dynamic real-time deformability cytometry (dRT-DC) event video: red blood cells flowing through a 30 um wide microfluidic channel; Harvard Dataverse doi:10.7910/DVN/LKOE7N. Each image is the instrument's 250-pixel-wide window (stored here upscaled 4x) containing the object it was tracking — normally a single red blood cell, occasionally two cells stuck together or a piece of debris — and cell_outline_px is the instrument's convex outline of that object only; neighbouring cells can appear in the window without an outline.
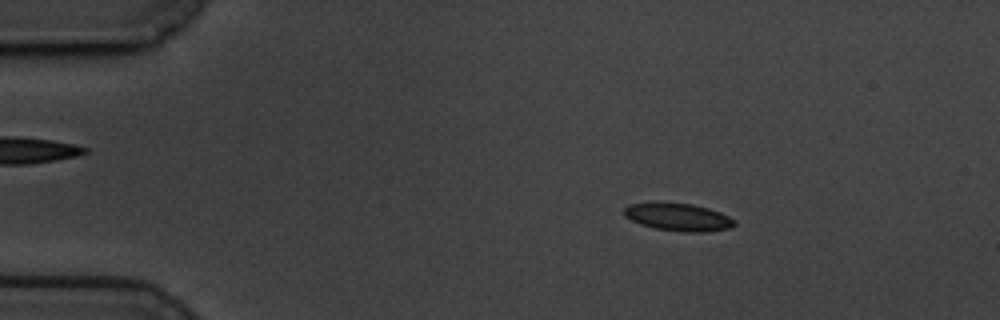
{"species": "common noctule bat (a hibernating species)", "species_latin": "Nyctalus noctula", "temperature_condition": "cold", "stored_images_in_passage": 59, "camera_frame_rate_fps": 3000, "um_per_image_px": 0.085, "animal": {"sex": "male", "body_mass_g": 19.5, "forearm_length_mm": 54.6}, "frame": {"image": 1, "passage_image": 10, "time_ms": 3.0, "image_size_px": [1000, 320], "cell_outline_px": [[736, 224], [732, 228], [708, 232], [684, 232], [652, 228], [640, 224], [624, 216], [624, 208], [628, 204], [692, 204], [708, 208], [720, 212], [736, 220]], "centroid_in_image_um": [57.71, 18.49], "position_along_channel_um": 27.3, "area_um2": 17.57}}
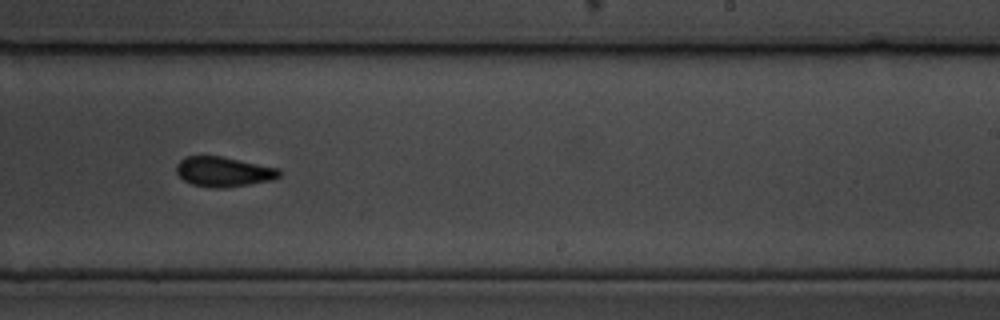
{"frame": {"image": 2, "passage_image": 37, "time_ms": 12.0, "image_size_px": [1000, 320], "cell_outline_px": [[280, 176], [272, 180], [224, 188], [216, 188], [192, 184], [184, 180], [176, 172], [176, 164], [184, 156], [220, 156], [280, 168]], "centroid_in_image_um": [18.99, 14.59], "position_along_channel_um": 270.0, "area_um2": 17.86}}
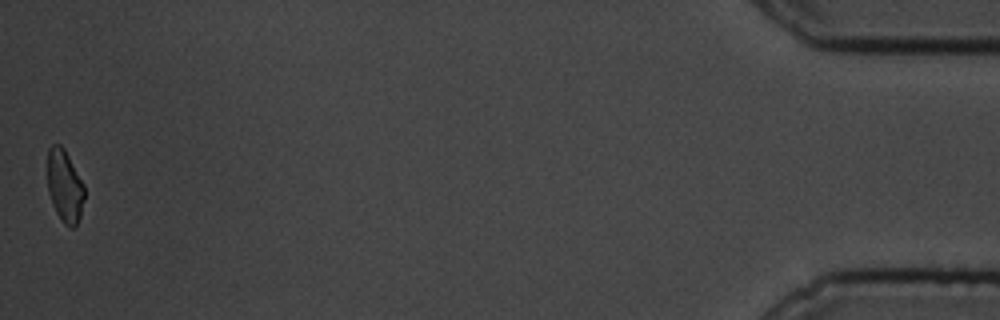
{"frame": {"image": 3, "passage_image": 59, "time_ms": 19.333, "image_size_px": [1000, 320], "cell_outline_px": [[84, 200], [80, 216], [76, 224], [72, 228], [68, 228], [60, 220], [52, 204], [48, 192], [48, 148], [52, 144], [60, 144], [64, 148], [84, 184]], "centroid_in_image_um": [5.5, 15.83], "position_along_channel_um": 429.7, "area_um2": 15.66}, "authors_computed_cell_mechanics": {"area_um2": 17.5134, "velocity_mm_per_s": 3.4013, "shape_relaxation_time_tau1_ms": 3.032, "shape_relaxation_time_tau2_ms": 2.3378, "deformation_change_tau1": 0.0991, "deformation_change_tau2": 0.0827}}